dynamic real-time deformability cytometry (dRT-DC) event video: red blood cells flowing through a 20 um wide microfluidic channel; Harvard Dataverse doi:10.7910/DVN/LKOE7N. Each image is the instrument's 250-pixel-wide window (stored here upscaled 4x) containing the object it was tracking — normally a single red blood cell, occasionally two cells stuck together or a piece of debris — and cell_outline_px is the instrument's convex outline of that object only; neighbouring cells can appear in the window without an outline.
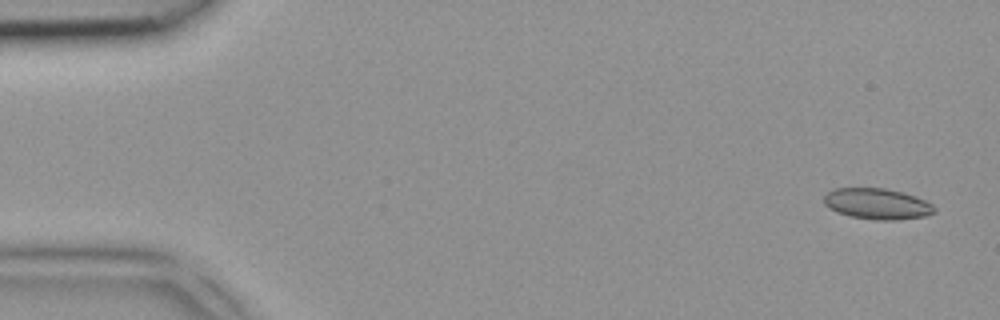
{"species": "common noctule bat (a hibernating species)", "species_latin": "Nyctalus noctula", "temperature_condition": "room temperature", "stored_images_in_passage": 5, "segment_of_instrument_passage": [1, 2], "camera_frame_rate_fps": 3000, "um_per_image_px": 0.085, "animal": {"sex": "female", "body_mass_g": 18.4}, "frame": {"image": 1, "passage_image": 1, "time_ms": 0.0, "image_size_px": [1000, 320], "cell_outline_px": [[936, 212], [924, 216], [896, 220], [876, 220], [852, 216], [836, 212], [828, 208], [824, 204], [824, 196], [828, 192], [836, 188], [884, 188], [916, 196], [932, 204], [936, 208]], "centroid_in_image_um": [74.56, 17.33], "position_along_channel_um": 10.4, "area_um2": 19.83}}
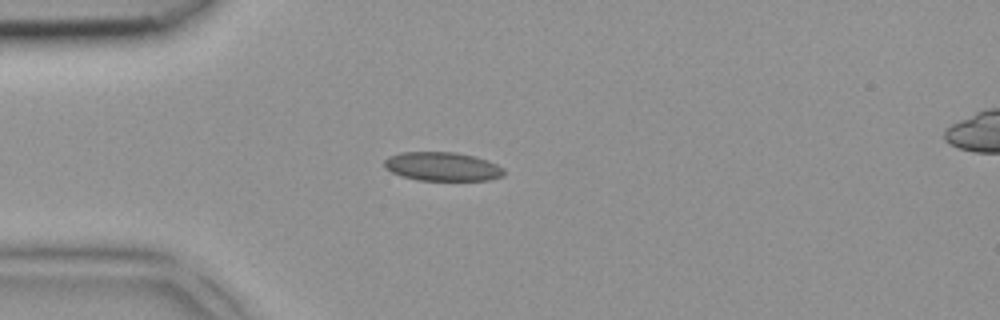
{"frame": {"image": 2, "passage_image": 4, "time_ms": 1.0, "image_size_px": [1000, 320], "cell_outline_px": [[504, 176], [488, 180], [416, 180], [400, 176], [384, 168], [384, 160], [388, 156], [400, 152], [456, 152], [476, 156], [488, 160], [504, 168]], "centroid_in_image_um": [37.59, 14.15], "position_along_channel_um": 47.4, "area_um2": 20.35}}